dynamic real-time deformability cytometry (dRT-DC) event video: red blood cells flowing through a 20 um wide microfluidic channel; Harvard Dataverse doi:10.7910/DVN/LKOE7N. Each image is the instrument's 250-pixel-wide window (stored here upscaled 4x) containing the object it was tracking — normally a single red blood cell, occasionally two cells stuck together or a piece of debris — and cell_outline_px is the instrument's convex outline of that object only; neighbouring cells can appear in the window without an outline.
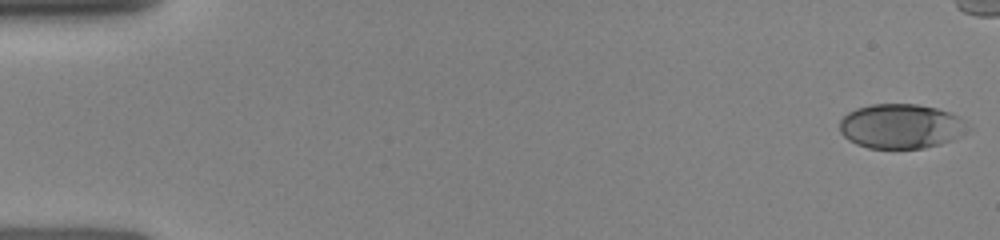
{"species": "human", "species_latin": "Homo sapiens", "temperature_condition": "room temperature", "stored_images_in_passage": 14, "camera_frame_rate_fps": 3000, "um_per_image_px": 0.085, "donor": {"sex": "female"}, "frame": {"image": 1, "passage_image": 1, "time_ms": 0.0, "image_size_px": [1000, 240], "cell_outline_px": [[964, 120], [952, 136], [948, 140], [940, 144], [924, 148], [868, 148], [856, 144], [848, 140], [840, 132], [840, 120], [848, 112], [856, 108], [872, 104], [916, 104], [936, 108], [960, 116]], "centroid_in_image_um": [76.4, 10.71], "position_along_channel_um": 8.6, "area_um2": 32.25}}
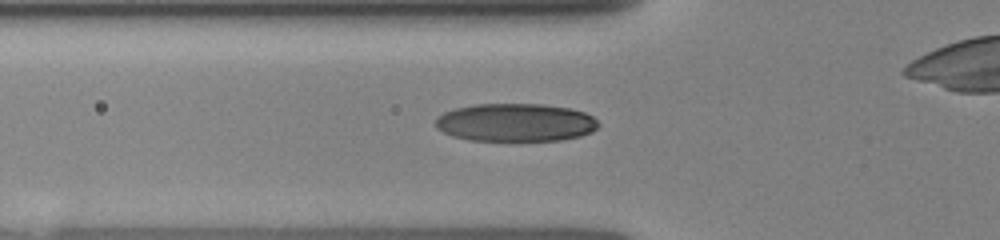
{"frame": {"image": 2, "passage_image": 13, "time_ms": 5.333, "image_size_px": [1000, 240], "cell_outline_px": [[600, 124], [592, 132], [580, 136], [560, 140], [468, 140], [452, 136], [436, 128], [436, 116], [444, 112], [456, 108], [476, 104], [540, 104], [568, 108], [584, 112], [592, 116]], "centroid_in_image_um": [43.8, 10.41], "position_along_channel_um": 82.0, "area_um2": 36.01}}